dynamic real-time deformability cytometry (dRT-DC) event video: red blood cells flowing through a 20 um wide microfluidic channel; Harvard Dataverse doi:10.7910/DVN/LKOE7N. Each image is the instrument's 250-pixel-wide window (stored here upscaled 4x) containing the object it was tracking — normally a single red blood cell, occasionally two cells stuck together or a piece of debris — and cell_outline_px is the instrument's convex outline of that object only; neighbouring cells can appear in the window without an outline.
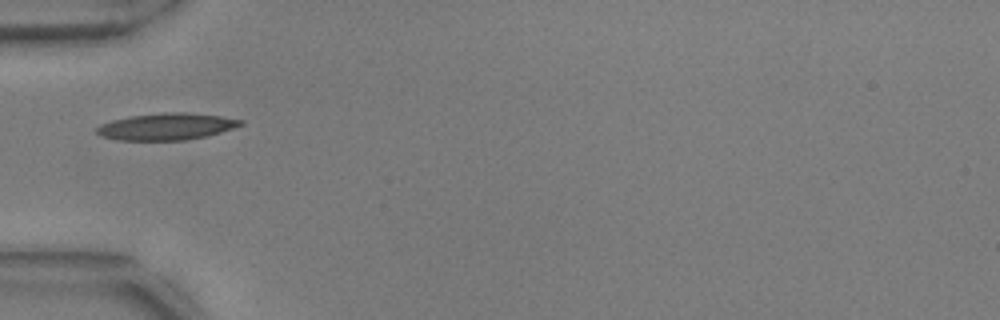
{"species": "common noctule bat (a hibernating species)", "species_latin": "Nyctalus noctula", "temperature_condition": "warm", "stored_images_in_passage": 21, "camera_frame_rate_fps": 3000, "um_per_image_px": 0.085, "animal": {"sex": "male", "body_mass_g": 17.9, "forearm_length_mm": 54.2}, "frame": {"image": 1, "passage_image": 1, "time_ms": 0.0, "image_size_px": [1000, 320], "cell_outline_px": [[244, 124], [208, 136], [188, 140], [116, 140], [100, 136], [96, 132], [96, 128], [100, 124], [112, 120], [132, 116], [164, 112], [188, 112], [220, 116], [244, 120]], "centroid_in_image_um": [14.15, 10.76], "position_along_channel_um": 70.9, "area_um2": 22.54}}
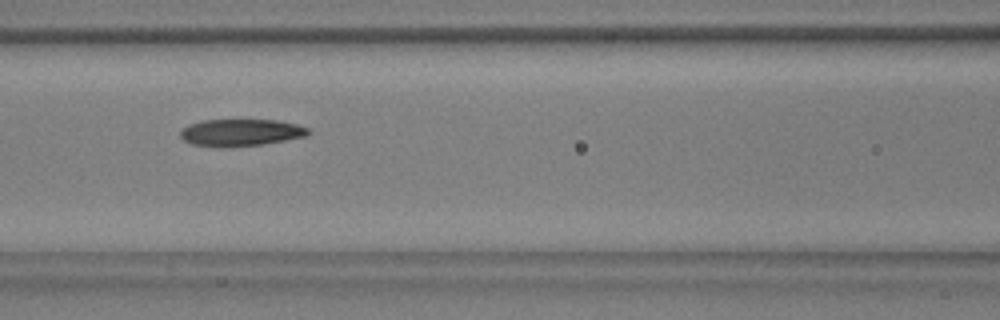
{"frame": {"image": 2, "passage_image": 7, "time_ms": 2.0, "image_size_px": [1000, 320], "cell_outline_px": [[312, 132], [308, 136], [264, 144], [228, 148], [192, 144], [184, 140], [180, 136], [180, 132], [188, 124], [200, 120], [276, 120], [296, 124], [308, 128]], "centroid_in_image_um": [20.49, 11.27], "position_along_channel_um": 146.1, "area_um2": 20.35}}